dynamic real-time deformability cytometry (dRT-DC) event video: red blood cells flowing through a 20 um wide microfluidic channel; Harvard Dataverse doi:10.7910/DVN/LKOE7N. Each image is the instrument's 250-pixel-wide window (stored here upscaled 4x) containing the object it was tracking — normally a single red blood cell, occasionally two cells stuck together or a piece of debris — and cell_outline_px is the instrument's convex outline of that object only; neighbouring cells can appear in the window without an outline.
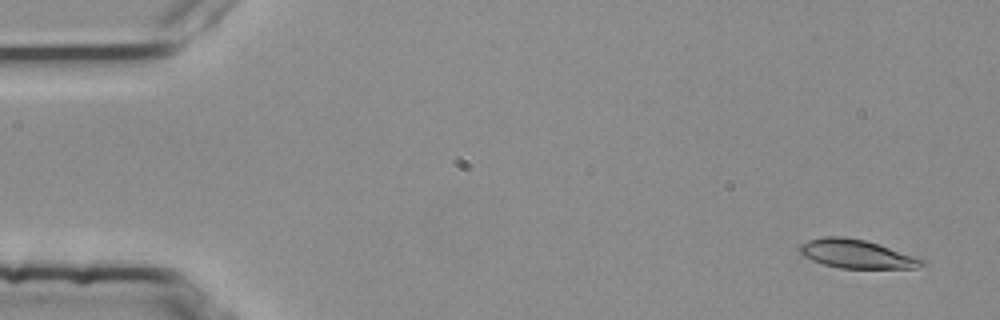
{"species": "common noctule bat (a hibernating species)", "species_latin": "Nyctalus noctula", "temperature_condition": "room temperature", "stored_images_in_passage": 53, "camera_frame_rate_fps": 3000, "um_per_image_px": 0.085, "animal": {"sex": "female", "body_mass_g": 25.1}, "frame": {"image": 1, "passage_image": 3, "time_ms": 0.667, "image_size_px": [1000, 320], "cell_outline_px": [[924, 264], [916, 268], [840, 268], [824, 264], [812, 260], [804, 256], [800, 252], [800, 244], [808, 240], [824, 236], [844, 236], [864, 240], [924, 260]], "centroid_in_image_um": [72.74, 21.58], "position_along_channel_um": 12.3, "area_um2": 19.88}}
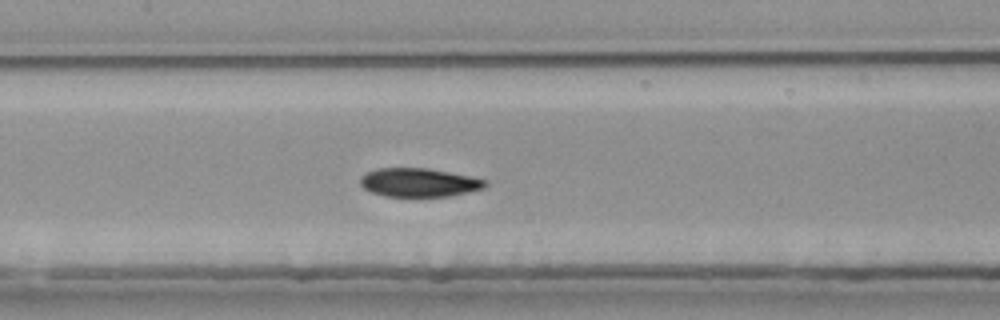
{"frame": {"image": 2, "passage_image": 26, "time_ms": 8.333, "image_size_px": [1000, 320], "cell_outline_px": [[488, 184], [484, 188], [468, 192], [448, 196], [384, 196], [372, 192], [364, 188], [360, 184], [360, 176], [376, 168], [428, 168], [488, 180]], "centroid_in_image_um": [35.6, 15.51], "position_along_channel_um": 171.8, "area_um2": 20.75}}
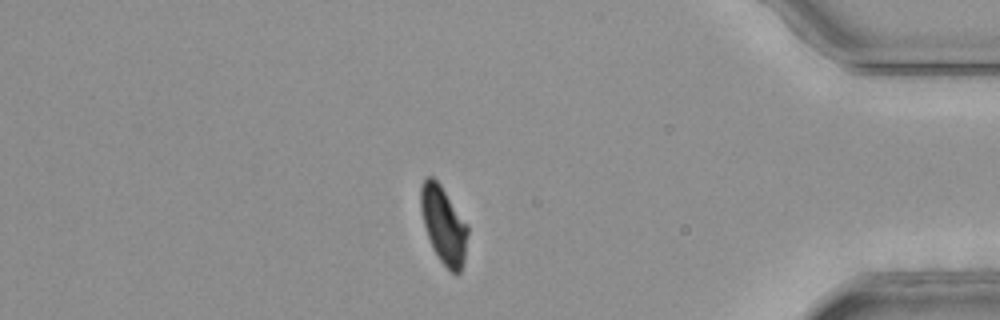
{"frame": {"image": 3, "passage_image": 47, "time_ms": 15.333, "image_size_px": [1000, 320], "cell_outline_px": [[468, 232], [464, 260], [460, 272], [456, 276], [440, 260], [428, 236], [424, 224], [420, 208], [420, 188], [424, 176], [432, 176], [440, 184], [468, 224]], "centroid_in_image_um": [37.71, 19.08], "position_along_channel_um": 397.5, "area_um2": 20.98}}